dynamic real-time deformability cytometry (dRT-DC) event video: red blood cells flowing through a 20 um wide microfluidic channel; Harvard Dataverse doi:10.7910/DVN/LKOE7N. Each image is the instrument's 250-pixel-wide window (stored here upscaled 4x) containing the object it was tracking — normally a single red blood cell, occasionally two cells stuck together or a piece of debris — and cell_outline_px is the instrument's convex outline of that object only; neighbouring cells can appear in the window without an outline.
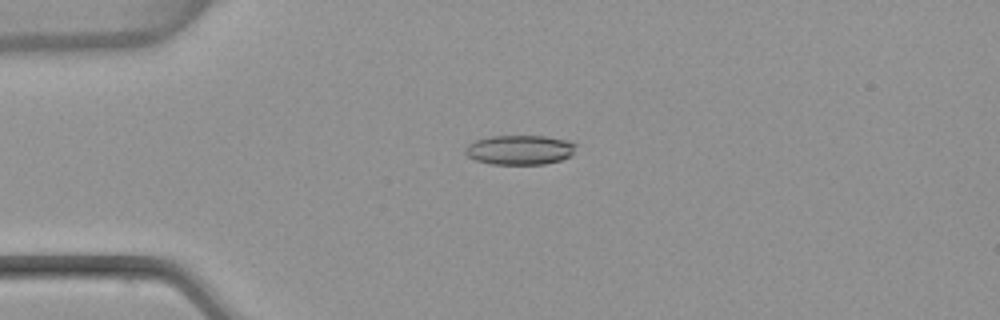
{"species": "common noctule bat (a hibernating species)", "species_latin": "Nyctalus noctula", "temperature_condition": "warm", "stored_images_in_passage": 53, "camera_frame_rate_fps": 3000, "um_per_image_px": 0.085, "animal": {"sex": "female", "body_mass_g": 22.7, "forearm_length_mm": 54.2}, "frame": {"image": 1, "passage_image": 13, "time_ms": 4.0, "image_size_px": [1000, 320], "cell_outline_px": [[576, 144], [572, 156], [560, 160], [544, 164], [492, 164], [476, 160], [468, 156], [464, 152], [464, 148], [468, 144], [476, 140], [492, 136], [544, 136], [568, 140]], "centroid_in_image_um": [44.18, 12.74], "position_along_channel_um": 40.8, "area_um2": 19.07}}
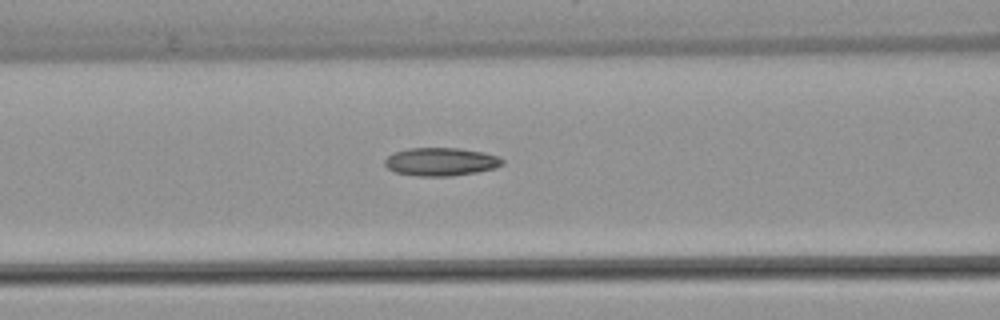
{"frame": {"image": 2, "passage_image": 22, "time_ms": 7.0, "image_size_px": [1000, 320], "cell_outline_px": [[504, 164], [496, 168], [476, 172], [452, 176], [420, 176], [396, 172], [388, 168], [384, 164], [384, 160], [392, 152], [408, 148], [460, 148], [484, 152], [500, 156], [504, 160]], "centroid_in_image_um": [37.5, 13.74], "position_along_channel_um": 129.1, "area_um2": 19.48}}
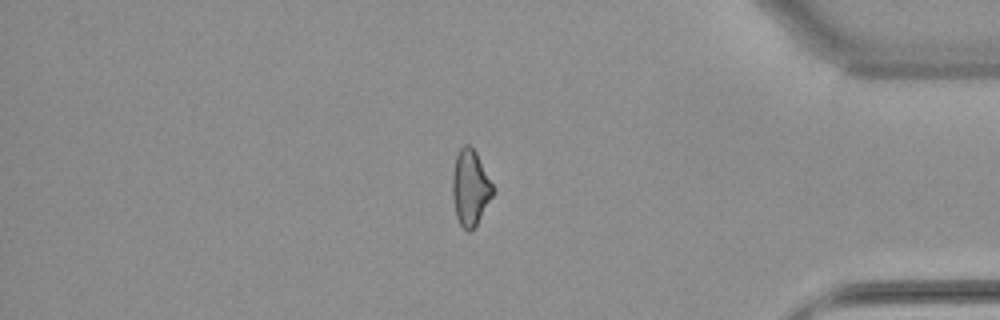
{"frame": {"image": 3, "passage_image": 45, "time_ms": 14.667, "image_size_px": [1000, 320], "cell_outline_px": [[496, 192], [472, 232], [468, 232], [460, 224], [456, 216], [452, 196], [452, 176], [456, 156], [460, 148], [464, 144], [468, 144], [476, 152]], "centroid_in_image_um": [39.98, 15.99], "position_along_channel_um": 395.2, "area_um2": 17.98}, "authors_computed_cell_mechanics": {"area_um2": 18.8428, "velocity_mm_per_s": 3.8519, "shape_relaxation_time_tau1_ms": null, "shape_relaxation_time_tau2_ms": 5.2212, "deformation_change_tau1": null, "deformation_change_tau2": 0.1451}}